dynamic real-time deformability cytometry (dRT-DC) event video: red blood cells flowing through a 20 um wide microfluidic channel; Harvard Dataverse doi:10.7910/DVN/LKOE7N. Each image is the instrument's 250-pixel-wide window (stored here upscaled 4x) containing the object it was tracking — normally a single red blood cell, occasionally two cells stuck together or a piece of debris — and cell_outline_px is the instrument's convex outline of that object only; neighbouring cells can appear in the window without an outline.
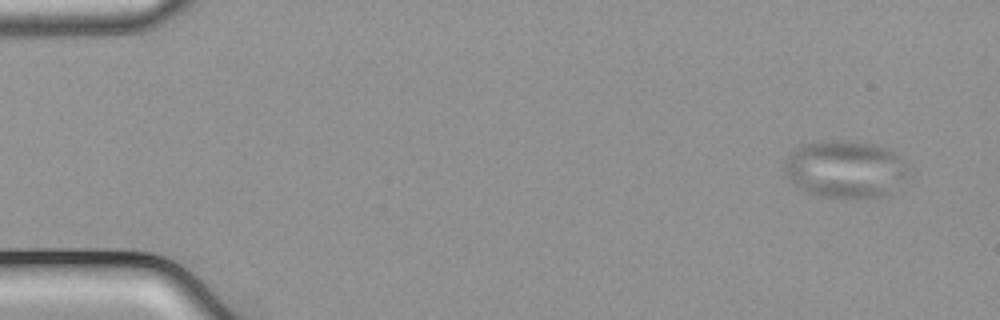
{"species": "common noctule bat (a hibernating species)", "species_latin": "Nyctalus noctula", "temperature_condition": "cold", "stored_images_in_passage": 49, "camera_frame_rate_fps": 3000, "um_per_image_px": 0.085, "animal": {"sex": "male", "body_mass_g": 21.5, "forearm_length_mm": 52.0}, "frame": {"image": 1, "passage_image": 3, "time_ms": 0.667, "image_size_px": [1000, 320], "cell_outline_px": [[912, 176], [884, 196], [860, 200], [820, 196], [804, 192], [784, 172], [784, 160], [792, 152], [804, 144], [836, 140], [844, 140], [872, 144], [896, 152], [912, 168]], "centroid_in_image_um": [71.95, 14.42], "position_along_channel_um": 13.1, "area_um2": 42.25}}
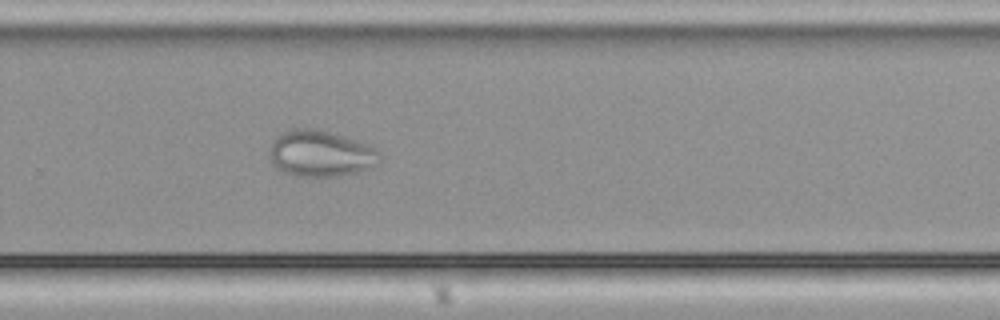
{"frame": {"image": 2, "passage_image": 36, "time_ms": 11.667, "image_size_px": [1000, 320], "cell_outline_px": [[380, 160], [368, 168], [360, 172], [336, 176], [296, 176], [276, 168], [272, 164], [268, 152], [268, 148], [276, 136], [292, 128], [316, 128], [356, 140], [368, 144], [376, 148], [380, 152]], "centroid_in_image_um": [27.22, 13.04], "position_along_channel_um": 302.6, "area_um2": 29.82}}
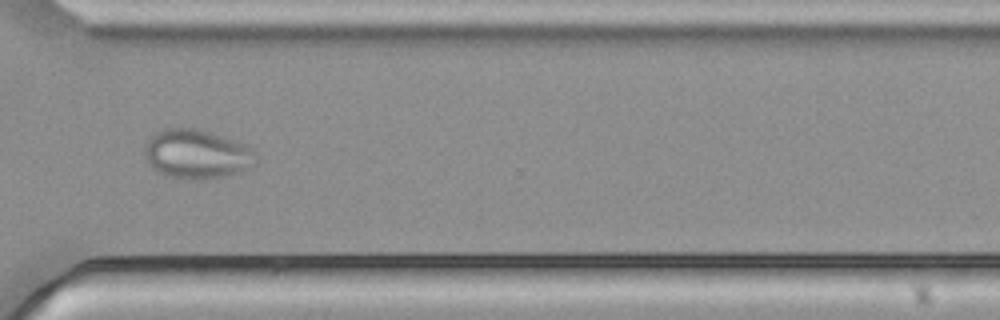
{"frame": {"image": 3, "passage_image": 40, "time_ms": 13.0, "image_size_px": [1000, 320], "cell_outline_px": [[256, 164], [240, 172], [224, 176], [200, 180], [192, 180], [168, 176], [156, 172], [144, 160], [144, 144], [156, 132], [164, 128], [196, 128], [244, 144], [252, 148], [256, 152]], "centroid_in_image_um": [16.69, 13.12], "position_along_channel_um": 353.9, "area_um2": 32.14}}